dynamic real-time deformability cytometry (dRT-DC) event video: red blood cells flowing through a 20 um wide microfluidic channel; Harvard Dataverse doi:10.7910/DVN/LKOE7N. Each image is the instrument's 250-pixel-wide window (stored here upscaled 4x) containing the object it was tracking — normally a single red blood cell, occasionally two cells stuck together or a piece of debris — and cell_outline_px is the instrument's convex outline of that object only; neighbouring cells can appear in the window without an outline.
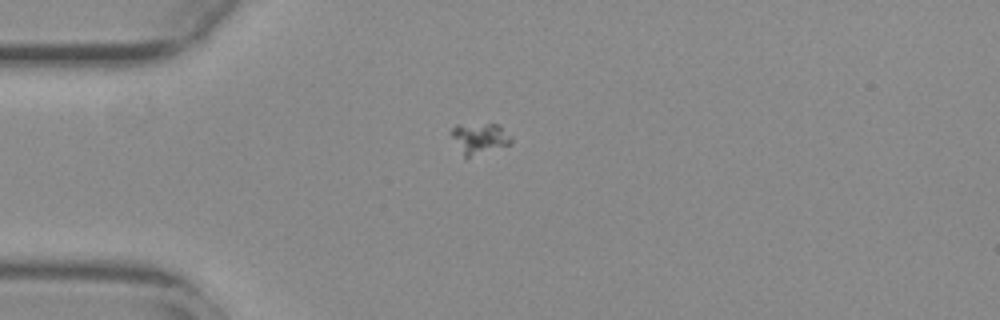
{"species": "common noctule bat (a hibernating species)", "species_latin": "Nyctalus noctula", "temperature_condition": "warm", "stored_images_in_passage": 35, "camera_frame_rate_fps": 3000, "um_per_image_px": 0.085, "animal": {"sex": "female", "body_mass_g": 29.2, "forearm_length_mm": 56.3}, "frame": {"image": 1, "passage_image": 1, "time_ms": 0.0, "image_size_px": [1000, 320], "cell_outline_px": [[512, 144], [468, 156], [464, 156], [452, 136], [452, 128], [456, 124], [500, 124], [512, 136]], "centroid_in_image_um": [40.82, 11.71], "position_along_channel_um": 44.2, "area_um2": 10.52}}
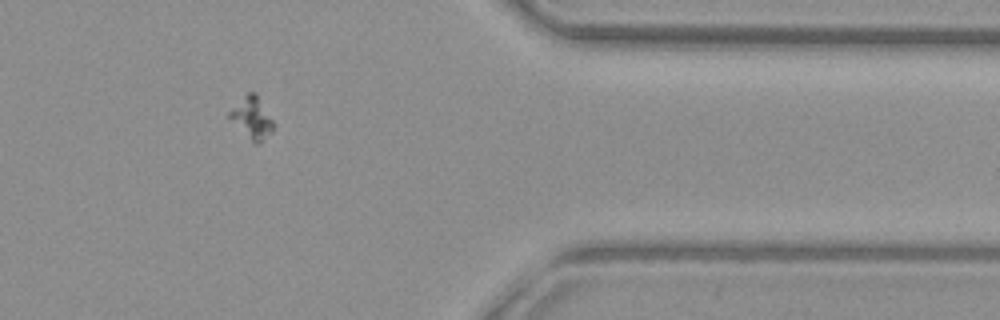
{"frame": {"image": 2, "passage_image": 32, "time_ms": 10.333, "image_size_px": [1000, 320], "cell_outline_px": [[276, 124], [272, 132], [260, 144], [256, 144], [228, 116], [228, 112], [248, 92], [256, 92]], "centroid_in_image_um": [21.48, 10.0], "position_along_channel_um": 389.9, "area_um2": 10.46}}